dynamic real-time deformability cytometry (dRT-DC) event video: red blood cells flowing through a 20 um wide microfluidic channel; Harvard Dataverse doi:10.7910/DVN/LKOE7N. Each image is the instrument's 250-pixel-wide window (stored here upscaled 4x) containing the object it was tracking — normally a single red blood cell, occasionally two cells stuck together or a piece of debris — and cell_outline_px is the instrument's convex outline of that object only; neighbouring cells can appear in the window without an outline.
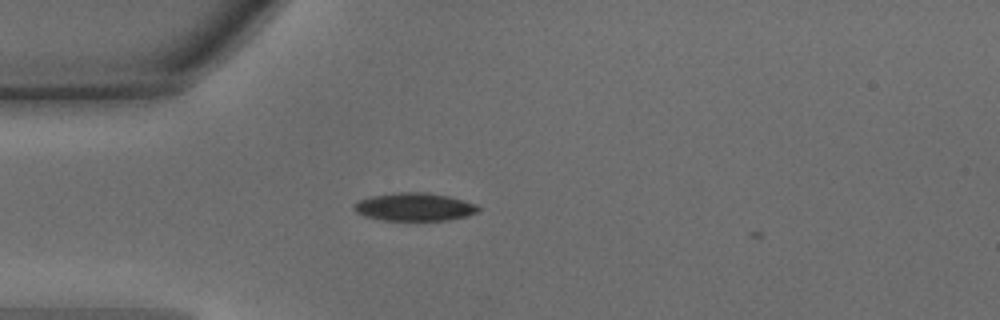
{"species": "common noctule bat (a hibernating species)", "species_latin": "Nyctalus noctula", "temperature_condition": "warm", "stored_images_in_passage": 2, "camera_frame_rate_fps": 3000, "um_per_image_px": 0.085, "animal": {"sex": "male", "body_mass_g": 15.6}, "frame": {"image": 1, "passage_image": 1, "time_ms": 0.0, "image_size_px": [1000, 320], "cell_outline_px": [[480, 212], [468, 216], [448, 220], [384, 220], [364, 216], [356, 212], [352, 208], [352, 204], [368, 196], [392, 192], [428, 192], [448, 196], [464, 200], [476, 204], [480, 208]], "centroid_in_image_um": [35.22, 17.57], "position_along_channel_um": 49.8, "area_um2": 20.63}}